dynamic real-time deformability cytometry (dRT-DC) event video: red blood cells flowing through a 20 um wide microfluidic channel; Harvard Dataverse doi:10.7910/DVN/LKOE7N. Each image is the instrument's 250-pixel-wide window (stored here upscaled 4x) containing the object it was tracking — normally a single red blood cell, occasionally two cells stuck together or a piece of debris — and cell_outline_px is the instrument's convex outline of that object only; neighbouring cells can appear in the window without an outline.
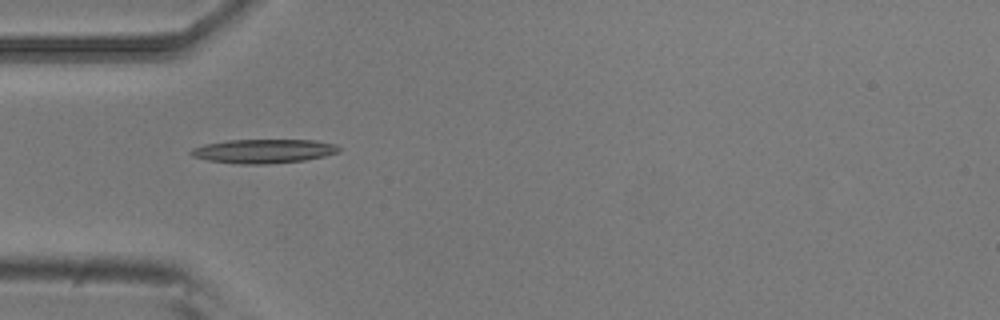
{"species": "common noctule bat (a hibernating species)", "species_latin": "Nyctalus noctula", "temperature_condition": "room temperature", "stored_images_in_passage": 6, "camera_frame_rate_fps": 3000, "um_per_image_px": 0.085, "animal": {"sex": "male", "body_mass_g": 20.5, "forearm_length_mm": 52.5}, "frame": {"image": 1, "passage_image": 5, "time_ms": 1.333, "image_size_px": [1000, 320], "cell_outline_px": [[340, 152], [324, 156], [304, 160], [264, 164], [240, 164], [208, 160], [192, 156], [188, 152], [192, 148], [204, 144], [228, 140], [316, 140], [336, 144], [340, 148]], "centroid_in_image_um": [22.4, 12.84], "position_along_channel_um": 62.6, "area_um2": 20.69}}
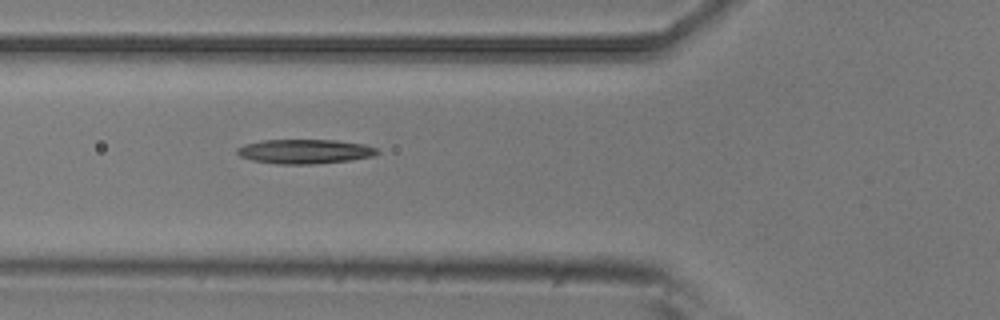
{"frame": {"image": 2, "passage_image": 6, "time_ms": 1.667, "image_size_px": [1000, 320], "cell_outline_px": [[380, 152], [372, 156], [352, 160], [308, 164], [276, 164], [252, 160], [240, 156], [236, 152], [236, 148], [244, 144], [264, 140], [336, 140], [364, 144], [376, 148]], "centroid_in_image_um": [25.89, 12.87], "position_along_channel_um": 99.9, "area_um2": 19.88}}